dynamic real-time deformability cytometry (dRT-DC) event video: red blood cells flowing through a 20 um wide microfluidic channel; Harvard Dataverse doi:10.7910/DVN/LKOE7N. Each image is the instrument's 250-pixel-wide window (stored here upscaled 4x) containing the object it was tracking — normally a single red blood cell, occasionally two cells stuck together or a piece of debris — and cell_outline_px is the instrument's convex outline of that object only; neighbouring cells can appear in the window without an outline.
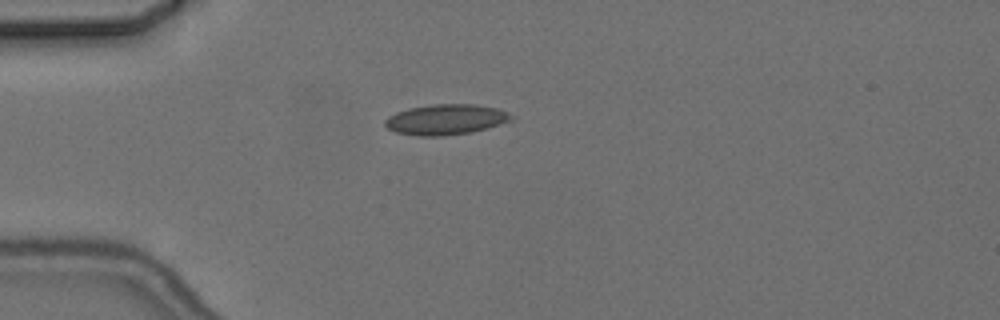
{"species": "common noctule bat (a hibernating species)", "species_latin": "Nyctalus noctula", "temperature_condition": "cold", "stored_images_in_passage": 3, "camera_frame_rate_fps": 3000, "um_per_image_px": 0.085, "animal": {"sex": "female", "body_mass_g": 24.6, "forearm_length_mm": 56.2}, "frame": {"image": 1, "passage_image": 1, "time_ms": 0.0, "image_size_px": [1000, 320], "cell_outline_px": [[516, 116], [512, 120], [488, 128], [472, 132], [444, 136], [416, 136], [396, 132], [388, 128], [384, 124], [384, 120], [388, 116], [396, 112], [408, 108], [432, 104], [476, 104], [496, 108], [508, 112]], "centroid_in_image_um": [37.9, 10.16], "position_along_channel_um": 47.1, "area_um2": 22.66}}